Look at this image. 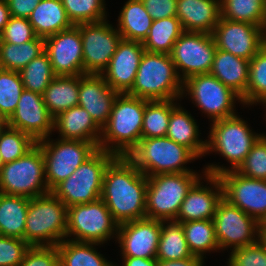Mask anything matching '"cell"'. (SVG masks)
<instances>
[{
	"label": "cell",
	"mask_w": 266,
	"mask_h": 266,
	"mask_svg": "<svg viewBox=\"0 0 266 266\" xmlns=\"http://www.w3.org/2000/svg\"><path fill=\"white\" fill-rule=\"evenodd\" d=\"M147 177L127 156L106 167L100 198L119 223L146 218Z\"/></svg>",
	"instance_id": "cell-1"
},
{
	"label": "cell",
	"mask_w": 266,
	"mask_h": 266,
	"mask_svg": "<svg viewBox=\"0 0 266 266\" xmlns=\"http://www.w3.org/2000/svg\"><path fill=\"white\" fill-rule=\"evenodd\" d=\"M249 122L239 113L235 116L210 123L206 139L205 156L214 153L224 158L228 165L207 163L203 166L205 174L219 176L224 172L237 170L263 132L251 128ZM216 163V164H215ZM230 164V165H229Z\"/></svg>",
	"instance_id": "cell-2"
},
{
	"label": "cell",
	"mask_w": 266,
	"mask_h": 266,
	"mask_svg": "<svg viewBox=\"0 0 266 266\" xmlns=\"http://www.w3.org/2000/svg\"><path fill=\"white\" fill-rule=\"evenodd\" d=\"M148 100L119 94L102 128L98 148L116 156H128L142 139V122Z\"/></svg>",
	"instance_id": "cell-3"
},
{
	"label": "cell",
	"mask_w": 266,
	"mask_h": 266,
	"mask_svg": "<svg viewBox=\"0 0 266 266\" xmlns=\"http://www.w3.org/2000/svg\"><path fill=\"white\" fill-rule=\"evenodd\" d=\"M183 81L169 54L144 51L133 87L127 93L148 101L181 100Z\"/></svg>",
	"instance_id": "cell-4"
},
{
	"label": "cell",
	"mask_w": 266,
	"mask_h": 266,
	"mask_svg": "<svg viewBox=\"0 0 266 266\" xmlns=\"http://www.w3.org/2000/svg\"><path fill=\"white\" fill-rule=\"evenodd\" d=\"M127 157L146 177L167 173L200 172L189 167V164L198 158L188 148L168 137L141 139Z\"/></svg>",
	"instance_id": "cell-5"
},
{
	"label": "cell",
	"mask_w": 266,
	"mask_h": 266,
	"mask_svg": "<svg viewBox=\"0 0 266 266\" xmlns=\"http://www.w3.org/2000/svg\"><path fill=\"white\" fill-rule=\"evenodd\" d=\"M68 208L52 192L31 198L24 240L30 246H57L66 238Z\"/></svg>",
	"instance_id": "cell-6"
},
{
	"label": "cell",
	"mask_w": 266,
	"mask_h": 266,
	"mask_svg": "<svg viewBox=\"0 0 266 266\" xmlns=\"http://www.w3.org/2000/svg\"><path fill=\"white\" fill-rule=\"evenodd\" d=\"M205 171L167 173L147 177L146 218L174 221L191 187Z\"/></svg>",
	"instance_id": "cell-7"
},
{
	"label": "cell",
	"mask_w": 266,
	"mask_h": 266,
	"mask_svg": "<svg viewBox=\"0 0 266 266\" xmlns=\"http://www.w3.org/2000/svg\"><path fill=\"white\" fill-rule=\"evenodd\" d=\"M184 98L190 99L210 123L237 115L238 104L243 111L245 108L241 97L210 73L194 75L183 81L181 101Z\"/></svg>",
	"instance_id": "cell-8"
},
{
	"label": "cell",
	"mask_w": 266,
	"mask_h": 266,
	"mask_svg": "<svg viewBox=\"0 0 266 266\" xmlns=\"http://www.w3.org/2000/svg\"><path fill=\"white\" fill-rule=\"evenodd\" d=\"M115 154L98 149L51 192L68 208L100 199L106 167Z\"/></svg>",
	"instance_id": "cell-9"
},
{
	"label": "cell",
	"mask_w": 266,
	"mask_h": 266,
	"mask_svg": "<svg viewBox=\"0 0 266 266\" xmlns=\"http://www.w3.org/2000/svg\"><path fill=\"white\" fill-rule=\"evenodd\" d=\"M119 223L100 198L68 207L66 238L79 242L105 244L116 241Z\"/></svg>",
	"instance_id": "cell-10"
},
{
	"label": "cell",
	"mask_w": 266,
	"mask_h": 266,
	"mask_svg": "<svg viewBox=\"0 0 266 266\" xmlns=\"http://www.w3.org/2000/svg\"><path fill=\"white\" fill-rule=\"evenodd\" d=\"M0 192L29 199L50 193L45 179L44 156L38 144L24 156L2 166Z\"/></svg>",
	"instance_id": "cell-11"
},
{
	"label": "cell",
	"mask_w": 266,
	"mask_h": 266,
	"mask_svg": "<svg viewBox=\"0 0 266 266\" xmlns=\"http://www.w3.org/2000/svg\"><path fill=\"white\" fill-rule=\"evenodd\" d=\"M52 136L37 142L45 161V179L51 192L99 148L95 143Z\"/></svg>",
	"instance_id": "cell-12"
},
{
	"label": "cell",
	"mask_w": 266,
	"mask_h": 266,
	"mask_svg": "<svg viewBox=\"0 0 266 266\" xmlns=\"http://www.w3.org/2000/svg\"><path fill=\"white\" fill-rule=\"evenodd\" d=\"M213 222L222 253L253 244L261 238L260 223L224 198L217 205Z\"/></svg>",
	"instance_id": "cell-13"
},
{
	"label": "cell",
	"mask_w": 266,
	"mask_h": 266,
	"mask_svg": "<svg viewBox=\"0 0 266 266\" xmlns=\"http://www.w3.org/2000/svg\"><path fill=\"white\" fill-rule=\"evenodd\" d=\"M82 37L84 74L101 75L122 39L109 18L76 25Z\"/></svg>",
	"instance_id": "cell-14"
},
{
	"label": "cell",
	"mask_w": 266,
	"mask_h": 266,
	"mask_svg": "<svg viewBox=\"0 0 266 266\" xmlns=\"http://www.w3.org/2000/svg\"><path fill=\"white\" fill-rule=\"evenodd\" d=\"M216 49L212 34L184 31L170 53L181 80L210 73Z\"/></svg>",
	"instance_id": "cell-15"
},
{
	"label": "cell",
	"mask_w": 266,
	"mask_h": 266,
	"mask_svg": "<svg viewBox=\"0 0 266 266\" xmlns=\"http://www.w3.org/2000/svg\"><path fill=\"white\" fill-rule=\"evenodd\" d=\"M212 35L217 49L249 61L266 44V31L263 28L222 17Z\"/></svg>",
	"instance_id": "cell-16"
},
{
	"label": "cell",
	"mask_w": 266,
	"mask_h": 266,
	"mask_svg": "<svg viewBox=\"0 0 266 266\" xmlns=\"http://www.w3.org/2000/svg\"><path fill=\"white\" fill-rule=\"evenodd\" d=\"M218 177L223 198L260 223L266 216V180L248 178L236 170L224 172Z\"/></svg>",
	"instance_id": "cell-17"
},
{
	"label": "cell",
	"mask_w": 266,
	"mask_h": 266,
	"mask_svg": "<svg viewBox=\"0 0 266 266\" xmlns=\"http://www.w3.org/2000/svg\"><path fill=\"white\" fill-rule=\"evenodd\" d=\"M82 48V37L76 25L44 38V51L56 76L84 75Z\"/></svg>",
	"instance_id": "cell-18"
},
{
	"label": "cell",
	"mask_w": 266,
	"mask_h": 266,
	"mask_svg": "<svg viewBox=\"0 0 266 266\" xmlns=\"http://www.w3.org/2000/svg\"><path fill=\"white\" fill-rule=\"evenodd\" d=\"M8 126L30 135L36 142L54 136V117L49 113L42 94L23 90Z\"/></svg>",
	"instance_id": "cell-19"
},
{
	"label": "cell",
	"mask_w": 266,
	"mask_h": 266,
	"mask_svg": "<svg viewBox=\"0 0 266 266\" xmlns=\"http://www.w3.org/2000/svg\"><path fill=\"white\" fill-rule=\"evenodd\" d=\"M162 221L143 218L119 224L115 244L121 257L156 258Z\"/></svg>",
	"instance_id": "cell-20"
},
{
	"label": "cell",
	"mask_w": 266,
	"mask_h": 266,
	"mask_svg": "<svg viewBox=\"0 0 266 266\" xmlns=\"http://www.w3.org/2000/svg\"><path fill=\"white\" fill-rule=\"evenodd\" d=\"M222 198L223 188L219 177L204 174L187 193L174 221L182 223L213 220L217 205Z\"/></svg>",
	"instance_id": "cell-21"
},
{
	"label": "cell",
	"mask_w": 266,
	"mask_h": 266,
	"mask_svg": "<svg viewBox=\"0 0 266 266\" xmlns=\"http://www.w3.org/2000/svg\"><path fill=\"white\" fill-rule=\"evenodd\" d=\"M144 51L142 42L121 39L110 63L101 74L113 90L120 94L131 90Z\"/></svg>",
	"instance_id": "cell-22"
},
{
	"label": "cell",
	"mask_w": 266,
	"mask_h": 266,
	"mask_svg": "<svg viewBox=\"0 0 266 266\" xmlns=\"http://www.w3.org/2000/svg\"><path fill=\"white\" fill-rule=\"evenodd\" d=\"M119 94L106 83L101 75H79L78 106L85 109L101 129L108 122Z\"/></svg>",
	"instance_id": "cell-23"
},
{
	"label": "cell",
	"mask_w": 266,
	"mask_h": 266,
	"mask_svg": "<svg viewBox=\"0 0 266 266\" xmlns=\"http://www.w3.org/2000/svg\"><path fill=\"white\" fill-rule=\"evenodd\" d=\"M182 105L181 100H171L166 137L188 148L200 160L205 157L206 138L202 139L201 128L195 116Z\"/></svg>",
	"instance_id": "cell-24"
},
{
	"label": "cell",
	"mask_w": 266,
	"mask_h": 266,
	"mask_svg": "<svg viewBox=\"0 0 266 266\" xmlns=\"http://www.w3.org/2000/svg\"><path fill=\"white\" fill-rule=\"evenodd\" d=\"M176 17L184 31L212 34L221 17L220 0H177Z\"/></svg>",
	"instance_id": "cell-25"
},
{
	"label": "cell",
	"mask_w": 266,
	"mask_h": 266,
	"mask_svg": "<svg viewBox=\"0 0 266 266\" xmlns=\"http://www.w3.org/2000/svg\"><path fill=\"white\" fill-rule=\"evenodd\" d=\"M59 138L80 140L99 145L102 129L80 106L59 113L54 118V131Z\"/></svg>",
	"instance_id": "cell-26"
},
{
	"label": "cell",
	"mask_w": 266,
	"mask_h": 266,
	"mask_svg": "<svg viewBox=\"0 0 266 266\" xmlns=\"http://www.w3.org/2000/svg\"><path fill=\"white\" fill-rule=\"evenodd\" d=\"M249 64L247 59L216 49L210 74L242 98L248 88Z\"/></svg>",
	"instance_id": "cell-27"
},
{
	"label": "cell",
	"mask_w": 266,
	"mask_h": 266,
	"mask_svg": "<svg viewBox=\"0 0 266 266\" xmlns=\"http://www.w3.org/2000/svg\"><path fill=\"white\" fill-rule=\"evenodd\" d=\"M29 23L38 37L46 38L73 26L61 0H41L33 9Z\"/></svg>",
	"instance_id": "cell-28"
},
{
	"label": "cell",
	"mask_w": 266,
	"mask_h": 266,
	"mask_svg": "<svg viewBox=\"0 0 266 266\" xmlns=\"http://www.w3.org/2000/svg\"><path fill=\"white\" fill-rule=\"evenodd\" d=\"M115 25L122 39L143 42L152 26L142 0H127L121 7Z\"/></svg>",
	"instance_id": "cell-29"
},
{
	"label": "cell",
	"mask_w": 266,
	"mask_h": 266,
	"mask_svg": "<svg viewBox=\"0 0 266 266\" xmlns=\"http://www.w3.org/2000/svg\"><path fill=\"white\" fill-rule=\"evenodd\" d=\"M100 247L103 244L64 239L57 245L59 266H115L98 250Z\"/></svg>",
	"instance_id": "cell-30"
},
{
	"label": "cell",
	"mask_w": 266,
	"mask_h": 266,
	"mask_svg": "<svg viewBox=\"0 0 266 266\" xmlns=\"http://www.w3.org/2000/svg\"><path fill=\"white\" fill-rule=\"evenodd\" d=\"M42 96L45 106L54 118L59 113L78 106L79 75L55 76Z\"/></svg>",
	"instance_id": "cell-31"
},
{
	"label": "cell",
	"mask_w": 266,
	"mask_h": 266,
	"mask_svg": "<svg viewBox=\"0 0 266 266\" xmlns=\"http://www.w3.org/2000/svg\"><path fill=\"white\" fill-rule=\"evenodd\" d=\"M29 198L0 192V235L24 240Z\"/></svg>",
	"instance_id": "cell-32"
},
{
	"label": "cell",
	"mask_w": 266,
	"mask_h": 266,
	"mask_svg": "<svg viewBox=\"0 0 266 266\" xmlns=\"http://www.w3.org/2000/svg\"><path fill=\"white\" fill-rule=\"evenodd\" d=\"M181 224L188 248L193 255L206 261L207 253H220L213 220H195Z\"/></svg>",
	"instance_id": "cell-33"
},
{
	"label": "cell",
	"mask_w": 266,
	"mask_h": 266,
	"mask_svg": "<svg viewBox=\"0 0 266 266\" xmlns=\"http://www.w3.org/2000/svg\"><path fill=\"white\" fill-rule=\"evenodd\" d=\"M183 32L181 22L176 16L153 20L142 44L145 51L170 55L173 45Z\"/></svg>",
	"instance_id": "cell-34"
},
{
	"label": "cell",
	"mask_w": 266,
	"mask_h": 266,
	"mask_svg": "<svg viewBox=\"0 0 266 266\" xmlns=\"http://www.w3.org/2000/svg\"><path fill=\"white\" fill-rule=\"evenodd\" d=\"M192 255L182 224L176 221H162L156 259L171 261L190 258Z\"/></svg>",
	"instance_id": "cell-35"
},
{
	"label": "cell",
	"mask_w": 266,
	"mask_h": 266,
	"mask_svg": "<svg viewBox=\"0 0 266 266\" xmlns=\"http://www.w3.org/2000/svg\"><path fill=\"white\" fill-rule=\"evenodd\" d=\"M43 52L44 38L38 36L23 44L0 42V65L4 70L20 72Z\"/></svg>",
	"instance_id": "cell-36"
},
{
	"label": "cell",
	"mask_w": 266,
	"mask_h": 266,
	"mask_svg": "<svg viewBox=\"0 0 266 266\" xmlns=\"http://www.w3.org/2000/svg\"><path fill=\"white\" fill-rule=\"evenodd\" d=\"M241 99L245 108L261 105L266 109V44L250 60L248 88Z\"/></svg>",
	"instance_id": "cell-37"
},
{
	"label": "cell",
	"mask_w": 266,
	"mask_h": 266,
	"mask_svg": "<svg viewBox=\"0 0 266 266\" xmlns=\"http://www.w3.org/2000/svg\"><path fill=\"white\" fill-rule=\"evenodd\" d=\"M221 17L257 25L266 31V5L263 0H220Z\"/></svg>",
	"instance_id": "cell-38"
},
{
	"label": "cell",
	"mask_w": 266,
	"mask_h": 266,
	"mask_svg": "<svg viewBox=\"0 0 266 266\" xmlns=\"http://www.w3.org/2000/svg\"><path fill=\"white\" fill-rule=\"evenodd\" d=\"M171 115V100L147 101L143 114L142 139L166 137Z\"/></svg>",
	"instance_id": "cell-39"
},
{
	"label": "cell",
	"mask_w": 266,
	"mask_h": 266,
	"mask_svg": "<svg viewBox=\"0 0 266 266\" xmlns=\"http://www.w3.org/2000/svg\"><path fill=\"white\" fill-rule=\"evenodd\" d=\"M25 90L43 94L56 76L52 70L48 54L44 51L30 61L20 72Z\"/></svg>",
	"instance_id": "cell-40"
},
{
	"label": "cell",
	"mask_w": 266,
	"mask_h": 266,
	"mask_svg": "<svg viewBox=\"0 0 266 266\" xmlns=\"http://www.w3.org/2000/svg\"><path fill=\"white\" fill-rule=\"evenodd\" d=\"M68 19L73 25L99 22L107 19L106 0H61Z\"/></svg>",
	"instance_id": "cell-41"
},
{
	"label": "cell",
	"mask_w": 266,
	"mask_h": 266,
	"mask_svg": "<svg viewBox=\"0 0 266 266\" xmlns=\"http://www.w3.org/2000/svg\"><path fill=\"white\" fill-rule=\"evenodd\" d=\"M37 142L18 129L7 128L0 136V155L4 164L24 156Z\"/></svg>",
	"instance_id": "cell-42"
},
{
	"label": "cell",
	"mask_w": 266,
	"mask_h": 266,
	"mask_svg": "<svg viewBox=\"0 0 266 266\" xmlns=\"http://www.w3.org/2000/svg\"><path fill=\"white\" fill-rule=\"evenodd\" d=\"M23 90L19 72L0 71V108L8 119L14 113Z\"/></svg>",
	"instance_id": "cell-43"
},
{
	"label": "cell",
	"mask_w": 266,
	"mask_h": 266,
	"mask_svg": "<svg viewBox=\"0 0 266 266\" xmlns=\"http://www.w3.org/2000/svg\"><path fill=\"white\" fill-rule=\"evenodd\" d=\"M236 171L248 178L266 180V132L254 143Z\"/></svg>",
	"instance_id": "cell-44"
},
{
	"label": "cell",
	"mask_w": 266,
	"mask_h": 266,
	"mask_svg": "<svg viewBox=\"0 0 266 266\" xmlns=\"http://www.w3.org/2000/svg\"><path fill=\"white\" fill-rule=\"evenodd\" d=\"M225 266H266V240L257 242L228 252Z\"/></svg>",
	"instance_id": "cell-45"
},
{
	"label": "cell",
	"mask_w": 266,
	"mask_h": 266,
	"mask_svg": "<svg viewBox=\"0 0 266 266\" xmlns=\"http://www.w3.org/2000/svg\"><path fill=\"white\" fill-rule=\"evenodd\" d=\"M36 37L37 35L27 18L11 16L0 34V42L23 44L34 40Z\"/></svg>",
	"instance_id": "cell-46"
},
{
	"label": "cell",
	"mask_w": 266,
	"mask_h": 266,
	"mask_svg": "<svg viewBox=\"0 0 266 266\" xmlns=\"http://www.w3.org/2000/svg\"><path fill=\"white\" fill-rule=\"evenodd\" d=\"M31 246L23 239L0 235V266H18Z\"/></svg>",
	"instance_id": "cell-47"
},
{
	"label": "cell",
	"mask_w": 266,
	"mask_h": 266,
	"mask_svg": "<svg viewBox=\"0 0 266 266\" xmlns=\"http://www.w3.org/2000/svg\"><path fill=\"white\" fill-rule=\"evenodd\" d=\"M18 266H59L57 246H31Z\"/></svg>",
	"instance_id": "cell-48"
},
{
	"label": "cell",
	"mask_w": 266,
	"mask_h": 266,
	"mask_svg": "<svg viewBox=\"0 0 266 266\" xmlns=\"http://www.w3.org/2000/svg\"><path fill=\"white\" fill-rule=\"evenodd\" d=\"M153 20L176 16L177 0H142Z\"/></svg>",
	"instance_id": "cell-49"
},
{
	"label": "cell",
	"mask_w": 266,
	"mask_h": 266,
	"mask_svg": "<svg viewBox=\"0 0 266 266\" xmlns=\"http://www.w3.org/2000/svg\"><path fill=\"white\" fill-rule=\"evenodd\" d=\"M10 16L29 18L33 9L41 0H6Z\"/></svg>",
	"instance_id": "cell-50"
},
{
	"label": "cell",
	"mask_w": 266,
	"mask_h": 266,
	"mask_svg": "<svg viewBox=\"0 0 266 266\" xmlns=\"http://www.w3.org/2000/svg\"><path fill=\"white\" fill-rule=\"evenodd\" d=\"M206 266V262L195 255L190 258L171 260V261H158L157 266Z\"/></svg>",
	"instance_id": "cell-51"
},
{
	"label": "cell",
	"mask_w": 266,
	"mask_h": 266,
	"mask_svg": "<svg viewBox=\"0 0 266 266\" xmlns=\"http://www.w3.org/2000/svg\"><path fill=\"white\" fill-rule=\"evenodd\" d=\"M122 258L119 264L115 266H157L158 260L156 258H139V257H120Z\"/></svg>",
	"instance_id": "cell-52"
},
{
	"label": "cell",
	"mask_w": 266,
	"mask_h": 266,
	"mask_svg": "<svg viewBox=\"0 0 266 266\" xmlns=\"http://www.w3.org/2000/svg\"><path fill=\"white\" fill-rule=\"evenodd\" d=\"M9 7L6 0H0V34L3 32L10 18Z\"/></svg>",
	"instance_id": "cell-53"
},
{
	"label": "cell",
	"mask_w": 266,
	"mask_h": 266,
	"mask_svg": "<svg viewBox=\"0 0 266 266\" xmlns=\"http://www.w3.org/2000/svg\"><path fill=\"white\" fill-rule=\"evenodd\" d=\"M260 234L262 238L266 237V216L260 222Z\"/></svg>",
	"instance_id": "cell-54"
},
{
	"label": "cell",
	"mask_w": 266,
	"mask_h": 266,
	"mask_svg": "<svg viewBox=\"0 0 266 266\" xmlns=\"http://www.w3.org/2000/svg\"><path fill=\"white\" fill-rule=\"evenodd\" d=\"M8 122H0V136L2 132L7 128Z\"/></svg>",
	"instance_id": "cell-55"
},
{
	"label": "cell",
	"mask_w": 266,
	"mask_h": 266,
	"mask_svg": "<svg viewBox=\"0 0 266 266\" xmlns=\"http://www.w3.org/2000/svg\"><path fill=\"white\" fill-rule=\"evenodd\" d=\"M0 122H8V118L2 112L1 108H0Z\"/></svg>",
	"instance_id": "cell-56"
},
{
	"label": "cell",
	"mask_w": 266,
	"mask_h": 266,
	"mask_svg": "<svg viewBox=\"0 0 266 266\" xmlns=\"http://www.w3.org/2000/svg\"><path fill=\"white\" fill-rule=\"evenodd\" d=\"M4 165L3 161H2V158H1V155H0V170L2 168V166Z\"/></svg>",
	"instance_id": "cell-57"
}]
</instances>
